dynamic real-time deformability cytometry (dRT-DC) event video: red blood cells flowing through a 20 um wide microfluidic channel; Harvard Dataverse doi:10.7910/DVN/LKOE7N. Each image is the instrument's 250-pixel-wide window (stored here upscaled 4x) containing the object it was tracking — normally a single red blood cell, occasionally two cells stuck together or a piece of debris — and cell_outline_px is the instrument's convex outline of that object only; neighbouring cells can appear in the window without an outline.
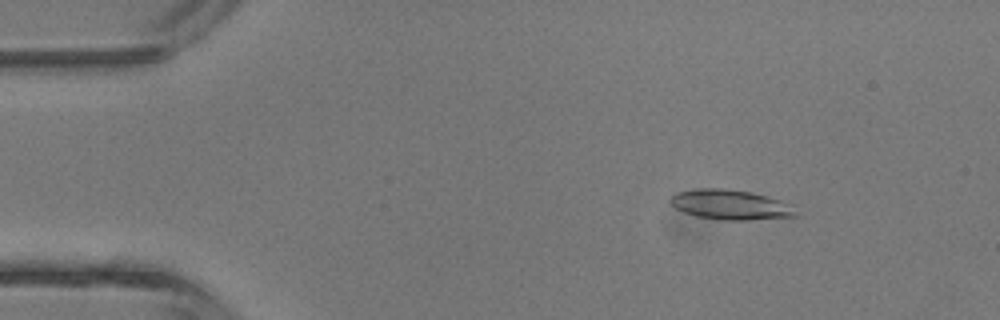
{"species": "common noctule bat (a hibernating species)", "species_latin": "Nyctalus noctula", "temperature_condition": "room temperature", "stored_images_in_passage": 43, "camera_frame_rate_fps": 3000, "um_per_image_px": 0.085, "animal": {"sex": "male", "body_mass_g": 13.3}, "frame": {"image": 1, "passage_image": 6, "time_ms": 1.667, "image_size_px": [1000, 320], "cell_outline_px": [[796, 216], [748, 220], [724, 220], [696, 216], [684, 212], [676, 208], [668, 200], [676, 192], [700, 188], [720, 188], [752, 192], [780, 200]], "centroid_in_image_um": [61.96, 17.39], "position_along_channel_um": 23.0, "area_um2": 21.27}}
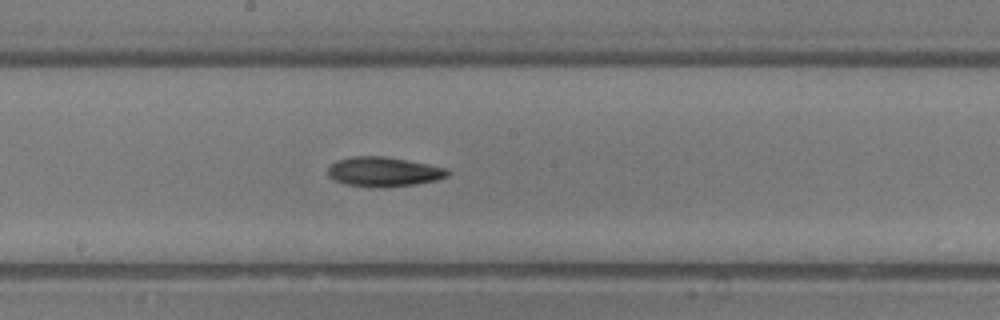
{"frame": {"image": 2, "passage_image": 23, "time_ms": 7.333, "image_size_px": [1000, 320], "cell_outline_px": [[452, 172], [448, 176], [436, 180], [416, 184], [384, 188], [372, 188], [344, 184], [328, 176], [328, 168], [336, 160], [352, 156], [384, 156], [428, 164], [448, 168]], "centroid_in_image_um": [32.63, 14.61], "position_along_channel_um": 215.6, "area_um2": 20.92}}
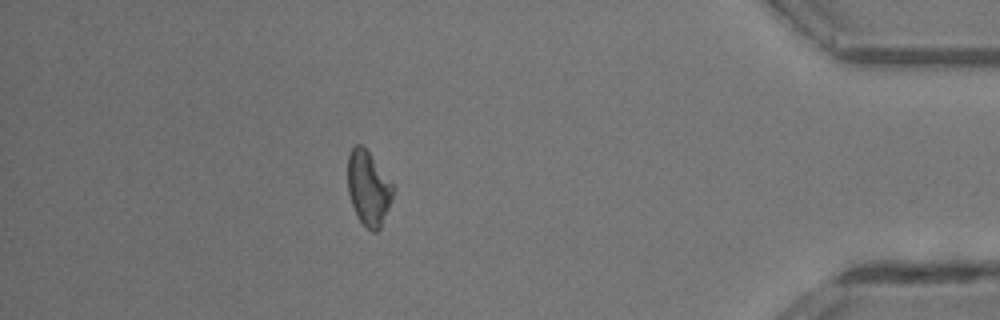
{"frame": {"image": 3, "passage_image": 38, "time_ms": 12.333, "image_size_px": [1000, 320], "cell_outline_px": [[396, 188], [380, 228], [376, 232], [372, 232], [360, 220], [352, 204], [348, 192], [348, 152], [356, 144], [360, 144], [372, 156]], "centroid_in_image_um": [31.32, 15.98], "position_along_channel_um": 403.9, "area_um2": 19.42}}